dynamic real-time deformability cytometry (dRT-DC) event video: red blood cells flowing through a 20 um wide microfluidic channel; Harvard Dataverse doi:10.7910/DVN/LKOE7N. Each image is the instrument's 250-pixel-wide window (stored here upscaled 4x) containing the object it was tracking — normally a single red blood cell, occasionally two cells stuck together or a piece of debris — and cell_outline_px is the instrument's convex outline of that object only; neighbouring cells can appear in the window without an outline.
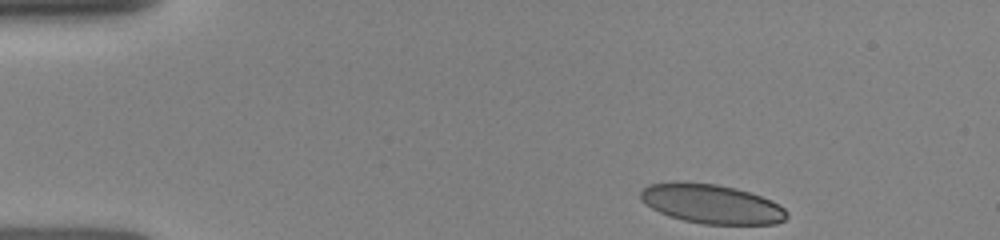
{"species": "human", "species_latin": "Homo sapiens", "temperature_condition": "room temperature", "stored_images_in_passage": 8, "camera_frame_rate_fps": 3000, "um_per_image_px": 0.085, "donor": {"sex": "female"}, "frame": {"image": 1, "passage_image": 1, "time_ms": 0.0, "image_size_px": [1000, 240], "cell_outline_px": [[788, 216], [784, 220], [776, 224], [704, 224], [684, 220], [668, 216], [652, 208], [640, 200], [640, 192], [648, 184], [672, 180], [676, 180], [716, 184], [736, 188], [772, 200], [784, 208], [788, 212]], "centroid_in_image_um": [60.45, 17.31], "position_along_channel_um": 24.5, "area_um2": 33.81}}